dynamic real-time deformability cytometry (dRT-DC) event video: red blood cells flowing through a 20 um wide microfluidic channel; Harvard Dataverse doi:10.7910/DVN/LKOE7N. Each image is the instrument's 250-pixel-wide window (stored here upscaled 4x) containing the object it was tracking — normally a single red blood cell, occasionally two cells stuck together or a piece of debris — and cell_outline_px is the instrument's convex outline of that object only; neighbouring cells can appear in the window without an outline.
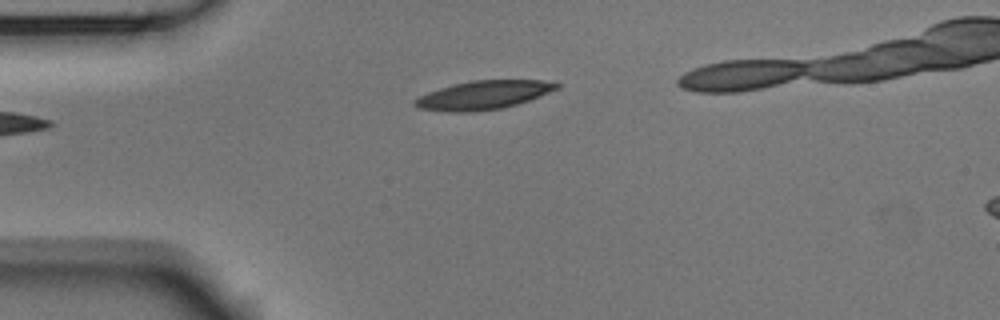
{"species": "Egyptian fruit bat (a non-hibernating species)", "species_latin": "Rousettus aegyptiacus", "temperature_condition": "room temperature", "stored_images_in_passage": 5, "camera_frame_rate_fps": 3000, "um_per_image_px": 0.085, "animal": {"sex": "male"}, "frame": {"image": 1, "passage_image": 1, "time_ms": 0.0, "image_size_px": [1000, 320], "cell_outline_px": [[560, 88], [540, 96], [516, 104], [500, 108], [472, 112], [448, 112], [416, 108], [412, 104], [412, 100], [428, 92], [452, 84], [472, 80], [540, 80], [560, 84]], "centroid_in_image_um": [41.04, 8.08], "position_along_channel_um": 44.0, "area_um2": 23.7}}
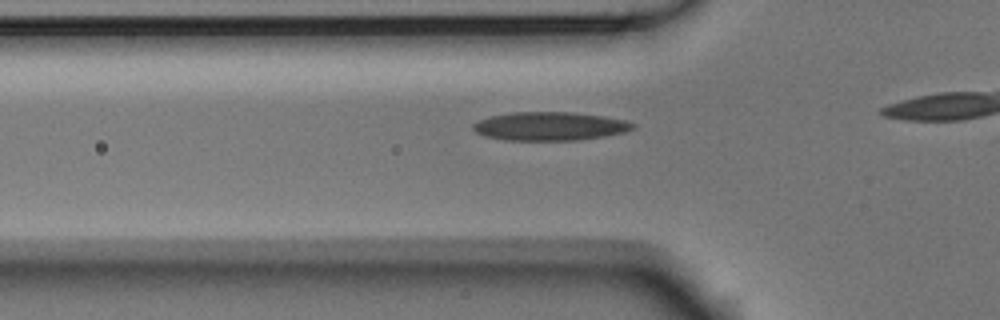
{"frame": {"image": 2, "passage_image": 3, "time_ms": 0.667, "image_size_px": [1000, 320], "cell_outline_px": [[636, 128], [624, 132], [604, 136], [580, 140], [504, 140], [484, 136], [476, 132], [472, 128], [472, 124], [480, 120], [492, 116], [512, 112], [572, 112], [604, 116], [624, 120], [636, 124]], "centroid_in_image_um": [46.75, 10.73], "position_along_channel_um": 79.1, "area_um2": 26.59}}
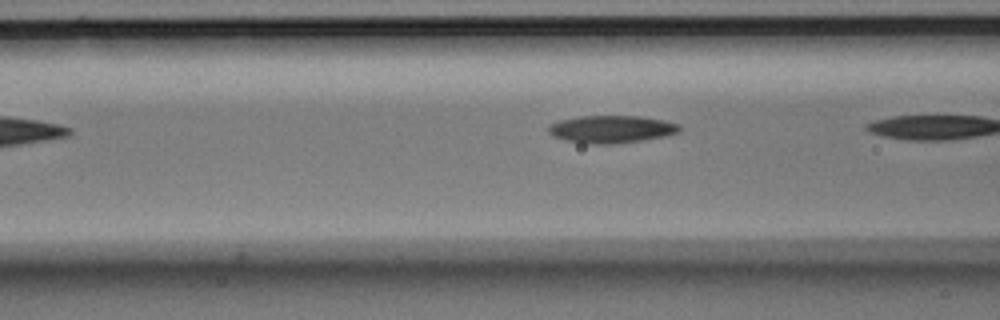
{"frame": {"image": 3, "passage_image": 5, "time_ms": 1.333, "image_size_px": [1000, 320], "cell_outline_px": [[680, 132], [664, 136], [640, 140], [612, 144], [592, 144], [564, 140], [548, 132], [548, 124], [560, 120], [580, 116], [640, 116], [664, 120], [680, 124]], "centroid_in_image_um": [51.97, 10.97], "position_along_channel_um": 114.6, "area_um2": 20.92}}